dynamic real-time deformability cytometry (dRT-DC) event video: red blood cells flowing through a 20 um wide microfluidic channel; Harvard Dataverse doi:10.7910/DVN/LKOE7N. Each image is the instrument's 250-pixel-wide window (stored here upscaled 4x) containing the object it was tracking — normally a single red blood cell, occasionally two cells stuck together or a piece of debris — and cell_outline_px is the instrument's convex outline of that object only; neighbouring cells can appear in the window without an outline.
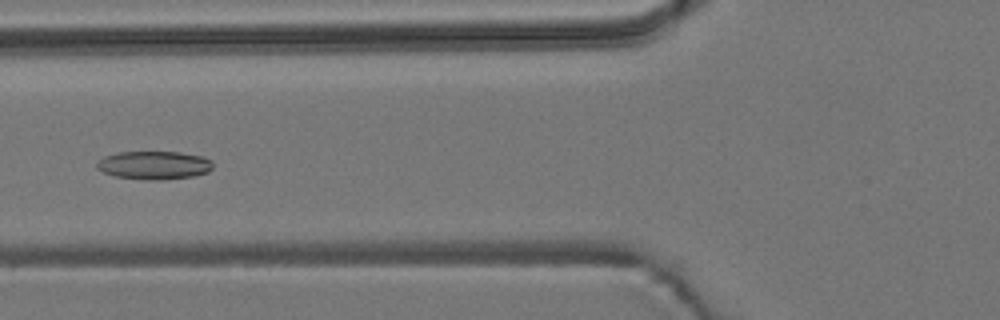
{"species": "common noctule bat (a hibernating species)", "species_latin": "Nyctalus noctula", "temperature_condition": "room temperature", "stored_images_in_passage": 5, "camera_frame_rate_fps": 3000, "um_per_image_px": 0.085, "animal": {"sex": "male", "body_mass_g": 19.2, "forearm_length_mm": 51.8}, "frame": {"image": 1, "passage_image": 5, "time_ms": 1.333, "image_size_px": [1000, 320], "cell_outline_px": [[212, 168], [208, 172], [196, 176], [160, 180], [148, 180], [116, 176], [104, 172], [96, 168], [96, 164], [104, 156], [116, 152], [180, 152], [204, 156], [212, 160]], "centroid_in_image_um": [13.13, 14.04], "position_along_channel_um": 112.7, "area_um2": 19.25}}